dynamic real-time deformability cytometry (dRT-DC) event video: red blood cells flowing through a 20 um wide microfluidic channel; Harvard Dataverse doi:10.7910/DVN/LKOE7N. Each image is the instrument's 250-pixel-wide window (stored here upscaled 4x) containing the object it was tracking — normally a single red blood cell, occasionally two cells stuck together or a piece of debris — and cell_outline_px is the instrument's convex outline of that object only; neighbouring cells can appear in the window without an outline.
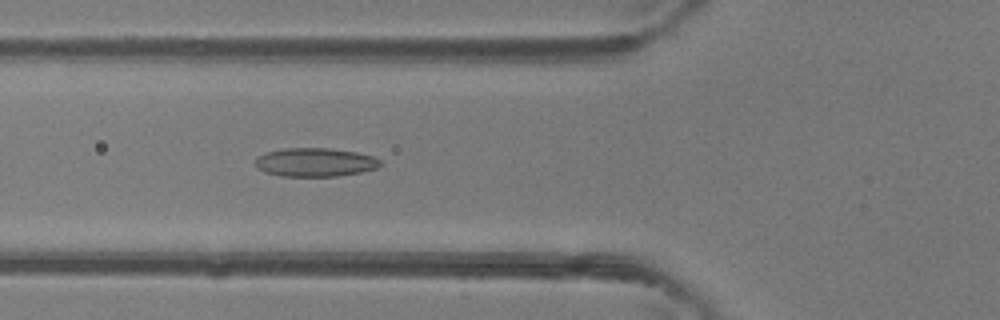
{"species": "common noctule bat (a hibernating species)", "species_latin": "Nyctalus noctula", "temperature_condition": "room temperature", "stored_images_in_passage": 48, "camera_frame_rate_fps": 3000, "um_per_image_px": 0.085, "animal": {"sex": "female"}, "frame": {"image": 1, "passage_image": 17, "time_ms": 5.333, "image_size_px": [1000, 320], "cell_outline_px": [[384, 164], [380, 168], [360, 172], [336, 176], [280, 176], [264, 172], [256, 168], [256, 156], [264, 152], [284, 148], [328, 148], [356, 152], [372, 156], [380, 160]], "centroid_in_image_um": [26.78, 13.79], "position_along_channel_um": 99.0, "area_um2": 21.1}}
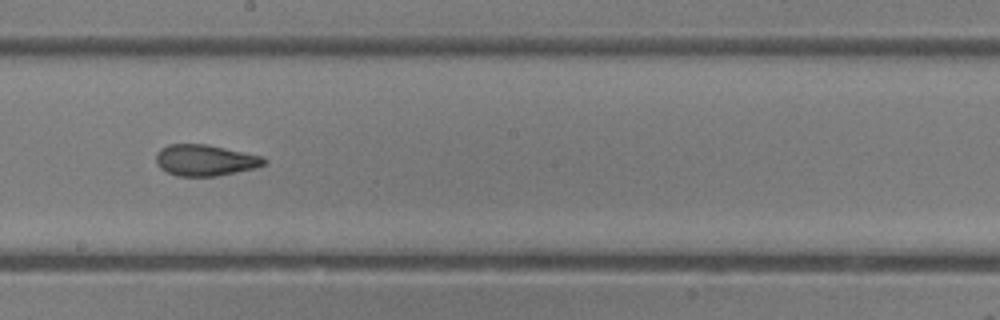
{"frame": {"image": 2, "passage_image": 26, "time_ms": 8.333, "image_size_px": [1000, 320], "cell_outline_px": [[268, 160], [264, 164], [256, 168], [216, 176], [176, 176], [160, 168], [156, 164], [156, 152], [160, 148], [168, 144], [208, 144], [264, 156]], "centroid_in_image_um": [17.44, 13.61], "position_along_channel_um": 230.8, "area_um2": 19.88}}
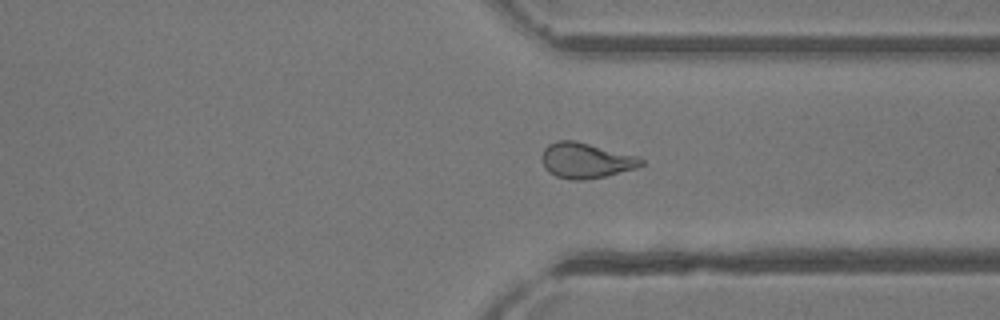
{"frame": {"image": 3, "passage_image": 35, "time_ms": 11.333, "image_size_px": [1000, 320], "cell_outline_px": [[644, 164], [636, 168], [604, 176], [584, 180], [572, 180], [556, 176], [548, 172], [544, 168], [540, 156], [544, 148], [548, 144], [556, 140], [576, 140], [640, 156], [644, 160]], "centroid_in_image_um": [49.79, 13.62], "position_along_channel_um": 361.6, "area_um2": 20.87}, "authors_computed_cell_mechanics": {"area_um2": 20.8947, "velocity_mm_per_s": 4.3745, "shape_relaxation_time_tau1_ms": null, "shape_relaxation_time_tau2_ms": 1.6088, "deformation_change_tau1": null, "deformation_change_tau2": 0.0827}}